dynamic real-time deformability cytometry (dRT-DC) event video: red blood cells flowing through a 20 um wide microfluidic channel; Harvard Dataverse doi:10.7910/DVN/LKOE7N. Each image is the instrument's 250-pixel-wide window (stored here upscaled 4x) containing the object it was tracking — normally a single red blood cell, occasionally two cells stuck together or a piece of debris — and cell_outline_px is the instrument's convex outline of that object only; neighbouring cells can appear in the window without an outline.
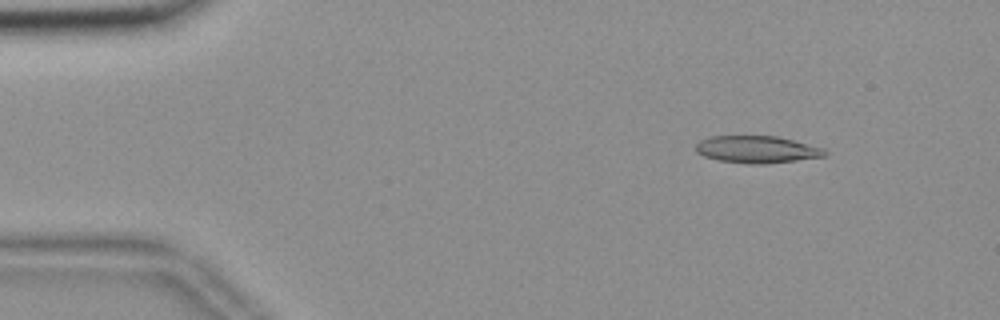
{"species": "common noctule bat (a hibernating species)", "species_latin": "Nyctalus noctula", "temperature_condition": "room temperature", "stored_images_in_passage": 55, "camera_frame_rate_fps": 3000, "um_per_image_px": 0.085, "animal": {"sex": "female", "body_mass_g": 18.4}, "frame": {"image": 1, "passage_image": 7, "time_ms": 2.0, "image_size_px": [1000, 320], "cell_outline_px": [[828, 152], [824, 156], [796, 160], [764, 164], [752, 164], [716, 160], [704, 156], [696, 152], [696, 144], [700, 140], [708, 136], [776, 136], [824, 148]], "centroid_in_image_um": [64.3, 12.7], "position_along_channel_um": 20.7, "area_um2": 20.35}}
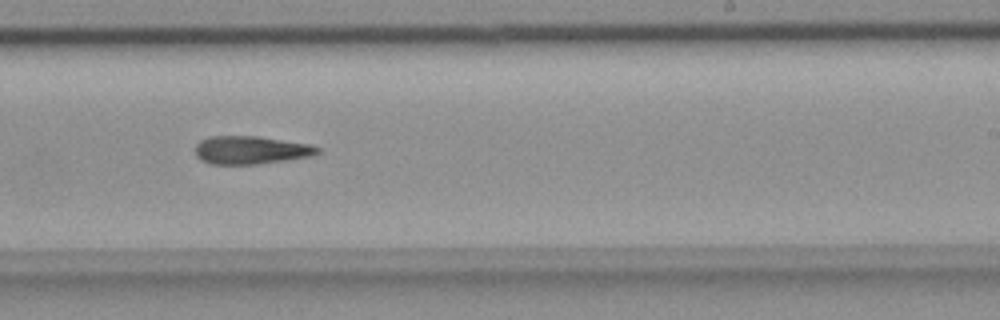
{"frame": {"image": 2, "passage_image": 34, "time_ms": 11.0, "image_size_px": [1000, 320], "cell_outline_px": [[320, 152], [312, 156], [288, 160], [256, 164], [208, 164], [200, 160], [196, 156], [196, 144], [200, 140], [208, 136], [256, 136], [308, 144], [320, 148]], "centroid_in_image_um": [21.29, 12.76], "position_along_channel_um": 267.7, "area_um2": 20.06}}
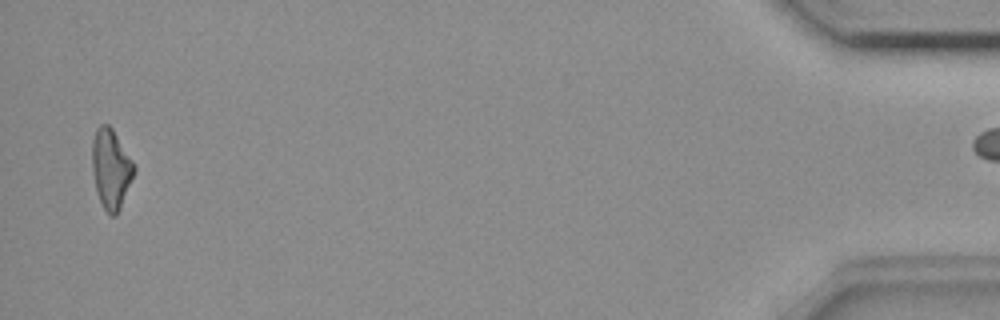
{"frame": {"image": 3, "passage_image": 54, "time_ms": 17.667, "image_size_px": [1000, 320], "cell_outline_px": [[136, 168], [120, 208], [116, 216], [112, 216], [104, 208], [100, 200], [96, 188], [92, 172], [92, 140], [96, 128], [100, 124], [108, 124], [112, 128], [136, 164]], "centroid_in_image_um": [9.43, 14.3], "position_along_channel_um": 425.8, "area_um2": 19.42}}